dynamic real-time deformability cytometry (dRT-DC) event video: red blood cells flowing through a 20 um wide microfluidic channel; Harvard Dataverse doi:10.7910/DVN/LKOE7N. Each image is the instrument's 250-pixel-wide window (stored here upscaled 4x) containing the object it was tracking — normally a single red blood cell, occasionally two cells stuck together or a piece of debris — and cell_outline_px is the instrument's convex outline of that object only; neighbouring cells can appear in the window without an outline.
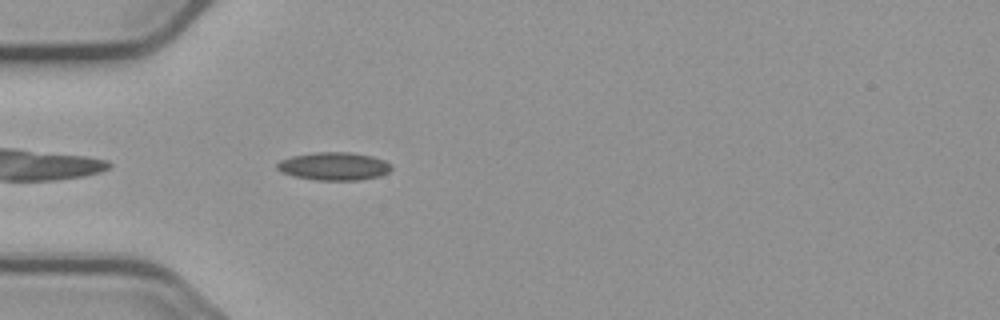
{"species": "common noctule bat (a hibernating species)", "species_latin": "Nyctalus noctula", "temperature_condition": "cold", "stored_images_in_passage": 42, "camera_frame_rate_fps": 3000, "um_per_image_px": 0.085, "animal": {"sex": "male", "body_mass_g": 23.1, "forearm_length_mm": 52.7}, "frame": {"image": 1, "passage_image": 3, "time_ms": 0.667, "image_size_px": [1000, 320], "cell_outline_px": [[392, 168], [388, 172], [380, 176], [360, 180], [316, 180], [292, 176], [280, 172], [276, 168], [276, 164], [280, 160], [292, 156], [316, 152], [348, 152], [372, 156], [384, 160], [392, 164]], "centroid_in_image_um": [28.37, 14.13], "position_along_channel_um": 56.6, "area_um2": 18.79}}
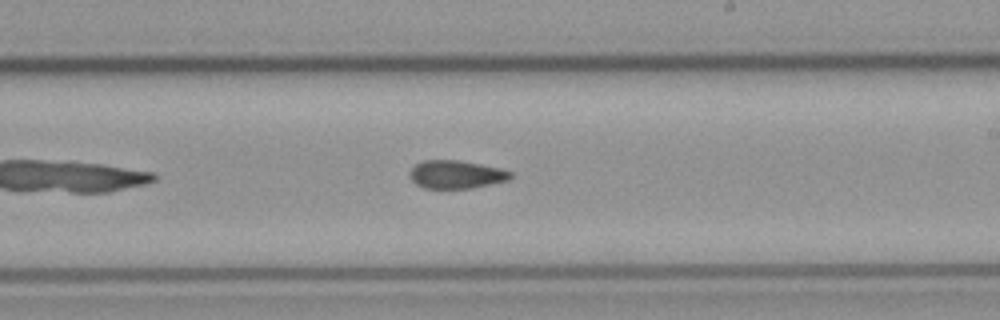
{"frame": {"image": 2, "passage_image": 19, "time_ms": 6.0, "image_size_px": [1000, 320], "cell_outline_px": [[512, 176], [508, 180], [472, 188], [424, 188], [416, 184], [408, 176], [408, 172], [416, 164], [424, 160], [460, 160], [500, 168], [512, 172]], "centroid_in_image_um": [38.75, 14.82], "position_along_channel_um": 250.3, "area_um2": 16.53}}
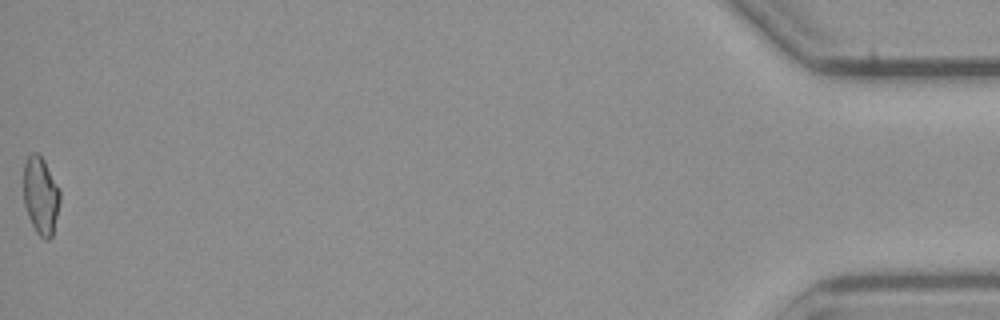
{"frame": {"image": 3, "passage_image": 42, "time_ms": 13.667, "image_size_px": [1000, 320], "cell_outline_px": [[60, 200], [52, 236], [48, 240], [44, 240], [36, 232], [28, 216], [24, 204], [24, 164], [28, 156], [32, 152], [36, 152], [44, 160], [60, 188]], "centroid_in_image_um": [3.47, 16.62], "position_along_channel_um": 431.7, "area_um2": 16.47}, "authors_computed_cell_mechanics": {"area_um2": 16.9643, "velocity_mm_per_s": 3.7174, "shape_relaxation_time_tau1_ms": null, "shape_relaxation_time_tau2_ms": 4.708, "deformation_change_tau1": null, "deformation_change_tau2": 0.1143}}